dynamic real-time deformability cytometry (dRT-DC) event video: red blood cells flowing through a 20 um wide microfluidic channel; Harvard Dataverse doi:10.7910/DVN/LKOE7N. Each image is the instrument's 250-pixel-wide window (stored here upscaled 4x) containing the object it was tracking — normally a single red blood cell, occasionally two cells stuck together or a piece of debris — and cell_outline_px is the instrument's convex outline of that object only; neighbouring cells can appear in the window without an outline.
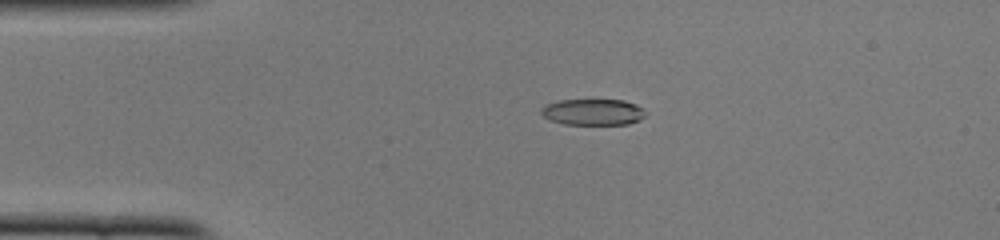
{"species": "common noctule bat (a hibernating species)", "species_latin": "Nyctalus noctula", "temperature_condition": "cold", "stored_images_in_passage": 51, "camera_frame_rate_fps": 3000, "um_per_image_px": 0.085, "animal": {"sex": "female", "body_mass_g": 22.0, "forearm_length_mm": 56.7}, "frame": {"image": 1, "passage_image": 11, "time_ms": 3.333, "image_size_px": [1000, 240], "cell_outline_px": [[644, 116], [640, 120], [628, 124], [564, 124], [548, 120], [540, 112], [540, 108], [544, 104], [560, 100], [624, 100], [636, 104], [644, 108]], "centroid_in_image_um": [50.37, 9.52], "position_along_channel_um": 34.6, "area_um2": 16.07}}
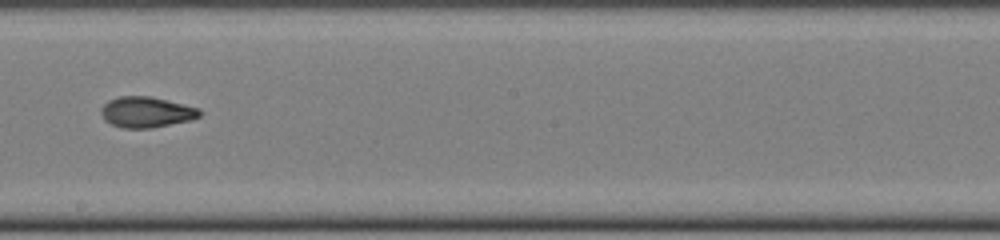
{"frame": {"image": 2, "passage_image": 29, "time_ms": 9.333, "image_size_px": [1000, 240], "cell_outline_px": [[200, 116], [192, 120], [152, 128], [124, 128], [112, 124], [104, 120], [100, 112], [100, 108], [108, 100], [120, 96], [152, 96], [200, 108]], "centroid_in_image_um": [12.44, 9.52], "position_along_channel_um": 235.8, "area_um2": 17.8}}
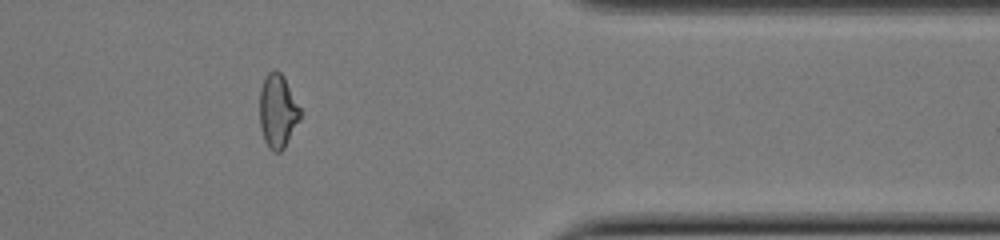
{"frame": {"image": 3, "passage_image": 42, "time_ms": 13.667, "image_size_px": [1000, 240], "cell_outline_px": [[300, 120], [284, 148], [280, 152], [272, 152], [268, 148], [264, 140], [260, 128], [260, 88], [268, 72], [276, 68], [284, 76], [300, 108]], "centroid_in_image_um": [23.6, 9.45], "position_along_channel_um": 387.8, "area_um2": 17.51}, "authors_computed_cell_mechanics": {"area_um2": 17.1088, "velocity_mm_per_s": 3.9452, "shape_relaxation_time_tau1_ms": 4.49, "shape_relaxation_time_tau2_ms": 2.4425, "deformation_change_tau1": 0.1784, "deformation_change_tau2": 0.0887}}